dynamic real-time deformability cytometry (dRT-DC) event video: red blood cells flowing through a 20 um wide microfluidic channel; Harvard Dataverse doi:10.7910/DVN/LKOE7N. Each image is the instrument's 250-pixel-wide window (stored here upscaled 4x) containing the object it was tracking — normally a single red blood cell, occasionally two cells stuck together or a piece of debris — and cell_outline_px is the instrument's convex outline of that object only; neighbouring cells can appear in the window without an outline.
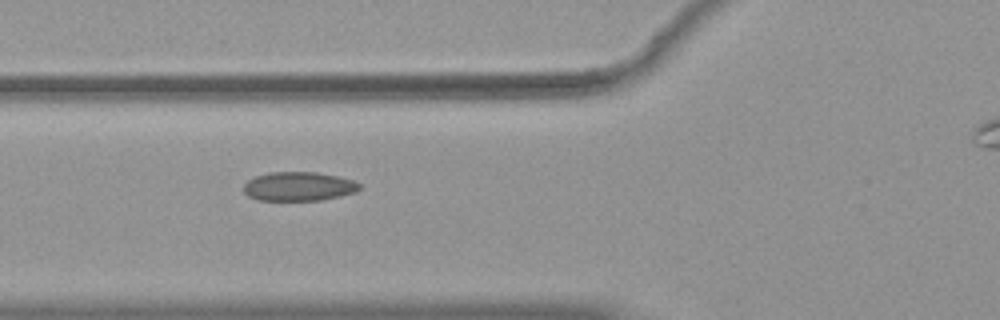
{"species": "common noctule bat (a hibernating species)", "species_latin": "Nyctalus noctula", "temperature_condition": "warm", "stored_images_in_passage": 33, "camera_frame_rate_fps": 3000, "um_per_image_px": 0.085, "animal": {"sex": "female", "body_mass_g": 19.9}, "frame": {"image": 1, "passage_image": 6, "time_ms": 1.667, "image_size_px": [1000, 320], "cell_outline_px": [[360, 188], [356, 192], [340, 196], [320, 200], [256, 200], [248, 196], [244, 192], [244, 184], [248, 180], [256, 176], [268, 172], [316, 172], [336, 176], [352, 180], [360, 184]], "centroid_in_image_um": [25.36, 15.84], "position_along_channel_um": 100.4, "area_um2": 19.54}}
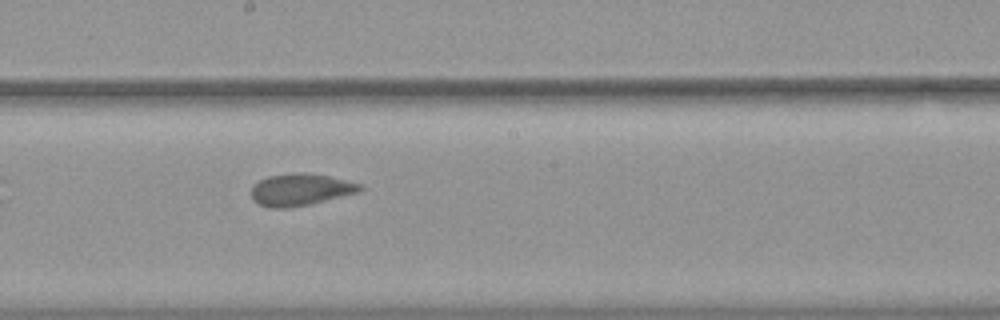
{"frame": {"image": 2, "passage_image": 16, "time_ms": 5.0, "image_size_px": [1000, 320], "cell_outline_px": [[364, 188], [360, 192], [312, 204], [288, 208], [268, 208], [252, 200], [252, 188], [260, 180], [268, 176], [296, 172], [328, 176], [360, 184]], "centroid_in_image_um": [25.55, 16.14], "position_along_channel_um": 222.7, "area_um2": 20.17}}
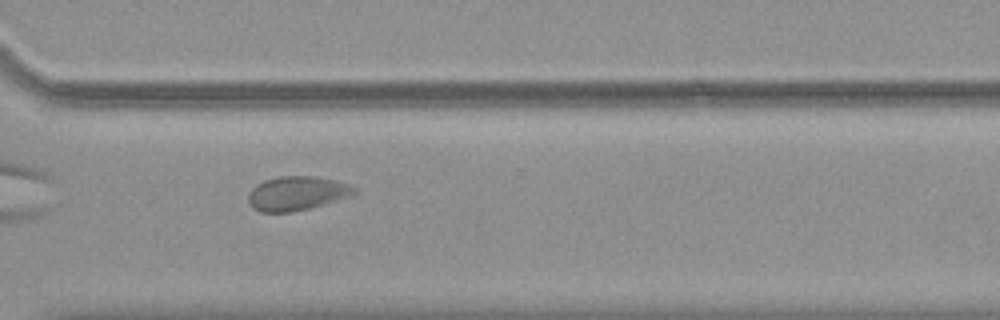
{"frame": {"image": 3, "passage_image": 26, "time_ms": 8.333, "image_size_px": [1000, 320], "cell_outline_px": [[356, 192], [352, 196], [308, 208], [292, 212], [260, 212], [252, 208], [248, 200], [248, 196], [252, 188], [256, 184], [264, 180], [280, 176], [316, 176], [336, 180], [348, 184], [356, 188]], "centroid_in_image_um": [25.22, 16.43], "position_along_channel_um": 345.4, "area_um2": 21.1}, "authors_computed_cell_mechanics": {"area_um2": 20.3456, "velocity_mm_per_s": 3.6748, "shape_relaxation_time_tau1_ms": 6.5465, "shape_relaxation_time_tau2_ms": 1.0665, "deformation_change_tau1": 0.1085, "deformation_change_tau2": 0.0576}}